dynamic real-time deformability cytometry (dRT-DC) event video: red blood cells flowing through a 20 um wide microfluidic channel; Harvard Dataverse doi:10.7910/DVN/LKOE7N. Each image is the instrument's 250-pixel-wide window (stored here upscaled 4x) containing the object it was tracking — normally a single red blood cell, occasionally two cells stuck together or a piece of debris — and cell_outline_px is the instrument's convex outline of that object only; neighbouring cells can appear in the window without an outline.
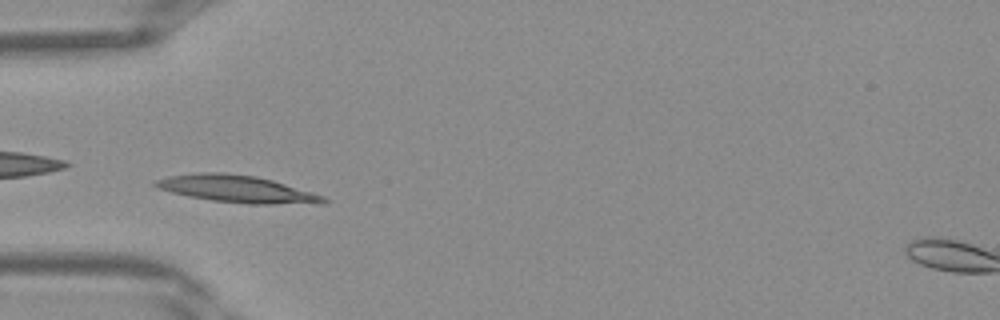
{"species": "Egyptian fruit bat (a non-hibernating species)", "species_latin": "Rousettus aegyptiacus", "temperature_condition": "warm", "stored_images_in_passage": 41, "camera_frame_rate_fps": 3000, "um_per_image_px": 0.085, "frame": {"image": 1, "passage_image": 13, "time_ms": 4.0, "image_size_px": [1000, 320], "cell_outline_px": [[328, 200], [324, 204], [248, 204], [212, 200], [188, 196], [172, 192], [160, 188], [152, 184], [152, 180], [168, 176], [200, 172], [224, 172], [256, 176], [272, 180], [312, 192], [324, 196]], "centroid_in_image_um": [20.15, 16.06], "position_along_channel_um": 64.8, "area_um2": 26.65}}
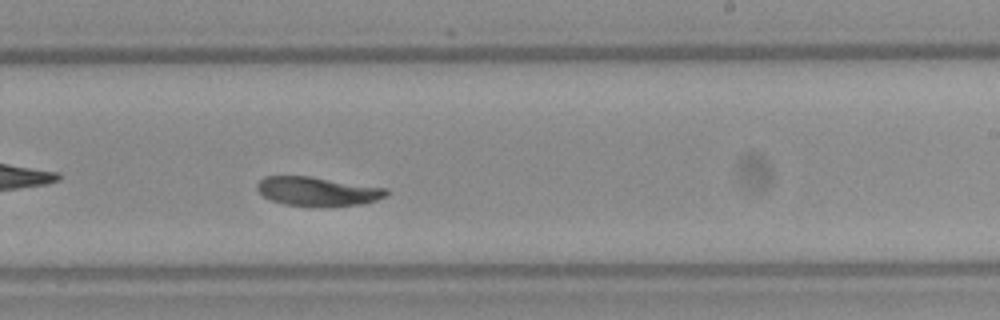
{"frame": {"image": 2, "passage_image": 25, "time_ms": 8.0, "image_size_px": [1000, 320], "cell_outline_px": [[388, 196], [364, 204], [284, 204], [272, 200], [264, 196], [256, 188], [256, 184], [264, 176], [312, 176], [388, 188]], "centroid_in_image_um": [27.01, 16.22], "position_along_channel_um": 262.0, "area_um2": 21.27}}
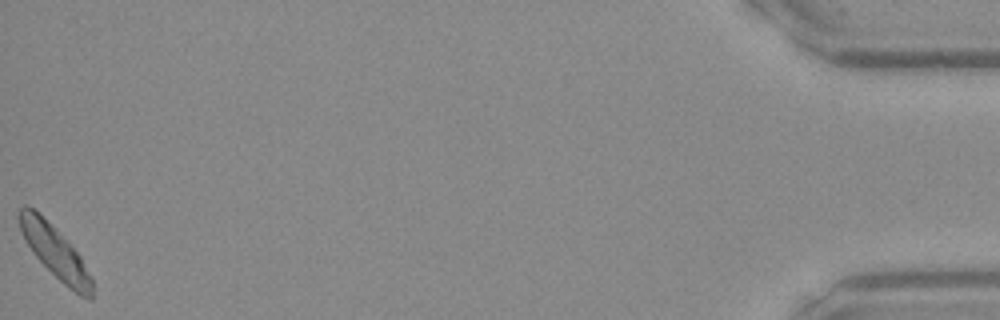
{"frame": {"image": 3, "passage_image": 41, "time_ms": 13.333, "image_size_px": [1000, 320], "cell_outline_px": [[92, 300], [88, 300], [80, 296], [68, 288], [36, 256], [24, 240], [16, 216], [20, 208], [24, 204], [32, 208], [72, 244], [80, 256], [92, 280]], "centroid_in_image_um": [4.67, 21.41], "position_along_channel_um": 430.5, "area_um2": 21.79}}